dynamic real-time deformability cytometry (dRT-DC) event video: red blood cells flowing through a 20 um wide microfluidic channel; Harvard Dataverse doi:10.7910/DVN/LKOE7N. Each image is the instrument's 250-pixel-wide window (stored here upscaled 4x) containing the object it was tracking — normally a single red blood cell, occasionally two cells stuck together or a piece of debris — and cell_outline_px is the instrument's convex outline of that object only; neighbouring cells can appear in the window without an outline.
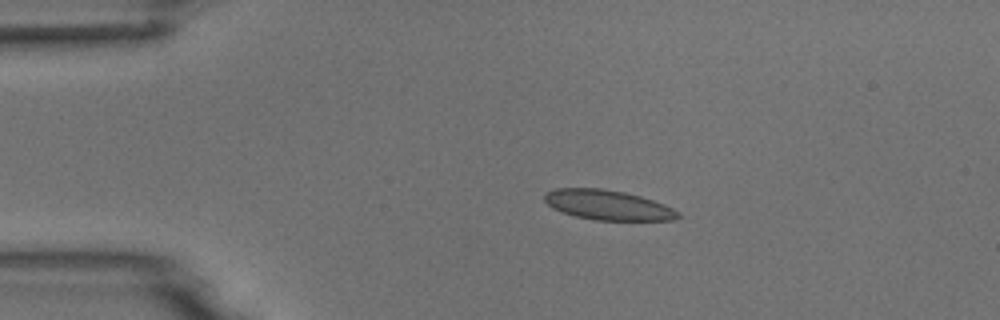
{"species": "common noctule bat (a hibernating species)", "species_latin": "Nyctalus noctula", "temperature_condition": "room temperature", "stored_images_in_passage": 3, "camera_frame_rate_fps": 3000, "um_per_image_px": 0.085, "animal": {"sex": "male", "body_mass_g": 18.8}, "frame": {"image": 1, "passage_image": 2, "time_ms": 2.0, "image_size_px": [1000, 320], "cell_outline_px": [[680, 216], [672, 220], [596, 220], [576, 216], [560, 212], [552, 208], [544, 200], [544, 192], [556, 188], [604, 188], [624, 192], [640, 196], [664, 204], [680, 212]], "centroid_in_image_um": [51.63, 17.42], "position_along_channel_um": 33.4, "area_um2": 23.29}}